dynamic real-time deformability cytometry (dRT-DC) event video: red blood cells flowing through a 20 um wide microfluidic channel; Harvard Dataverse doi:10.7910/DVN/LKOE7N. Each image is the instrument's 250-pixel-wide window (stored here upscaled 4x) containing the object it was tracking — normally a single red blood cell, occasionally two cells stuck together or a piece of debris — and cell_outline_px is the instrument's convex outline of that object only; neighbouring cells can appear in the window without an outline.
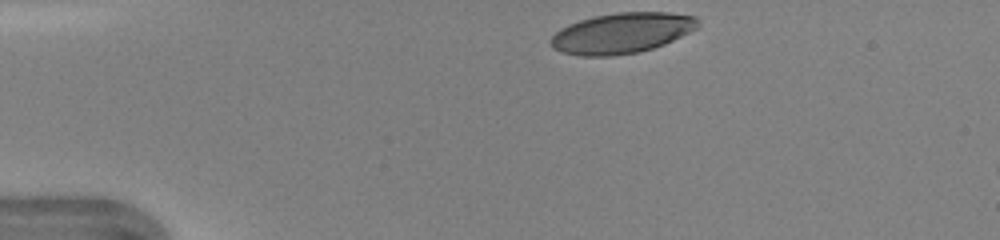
{"species": "human", "species_latin": "Homo sapiens", "temperature_condition": "warm", "stored_images_in_passage": 32, "camera_frame_rate_fps": 3000, "um_per_image_px": 0.085, "donor": {"sex": "female"}, "frame": {"image": 1, "passage_image": 1, "time_ms": 0.0, "image_size_px": [1000, 240], "cell_outline_px": [[700, 28], [664, 44], [652, 48], [636, 52], [612, 56], [580, 56], [564, 52], [552, 48], [548, 40], [560, 28], [568, 24], [592, 16], [620, 12], [668, 12], [696, 16], [700, 20]], "centroid_in_image_um": [52.87, 2.8], "position_along_channel_um": 32.1, "area_um2": 35.03}}
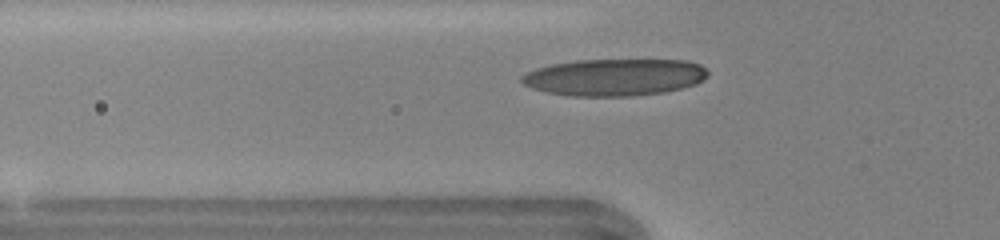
{"frame": {"image": 2, "passage_image": 8, "time_ms": 2.333, "image_size_px": [1000, 240], "cell_outline_px": [[708, 76], [704, 80], [696, 84], [664, 92], [632, 96], [572, 96], [548, 92], [532, 88], [524, 84], [520, 80], [520, 76], [536, 68], [552, 64], [576, 60], [684, 60], [700, 64], [708, 72]], "centroid_in_image_um": [52.24, 6.56], "position_along_channel_um": 73.6, "area_um2": 40.11}}
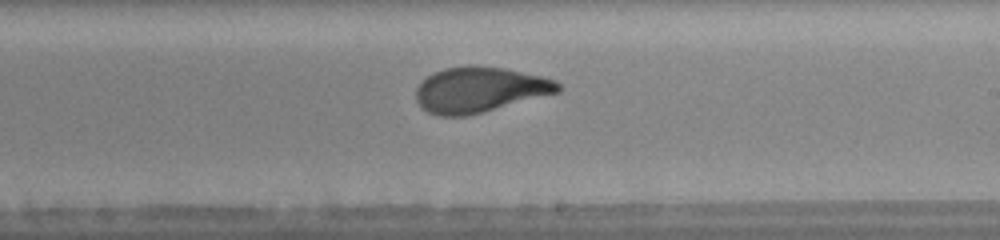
{"frame": {"image": 3, "passage_image": 20, "time_ms": 6.333, "image_size_px": [1000, 240], "cell_outline_px": [[564, 88], [560, 92], [464, 116], [436, 116], [428, 112], [416, 100], [416, 88], [428, 76], [444, 68], [504, 68], [540, 76], [556, 80]], "centroid_in_image_um": [40.8, 7.65], "position_along_channel_um": 248.2, "area_um2": 36.47}, "authors_computed_cell_mechanics": {"area_um2": 37.4544, "velocity_mm_per_s": 4.345, "shape_relaxation_time_tau1_ms": 3.829, "shape_relaxation_time_tau2_ms": 0.6617, "deformation_change_tau1": 0.1843, "deformation_change_tau2": 0.0726}}